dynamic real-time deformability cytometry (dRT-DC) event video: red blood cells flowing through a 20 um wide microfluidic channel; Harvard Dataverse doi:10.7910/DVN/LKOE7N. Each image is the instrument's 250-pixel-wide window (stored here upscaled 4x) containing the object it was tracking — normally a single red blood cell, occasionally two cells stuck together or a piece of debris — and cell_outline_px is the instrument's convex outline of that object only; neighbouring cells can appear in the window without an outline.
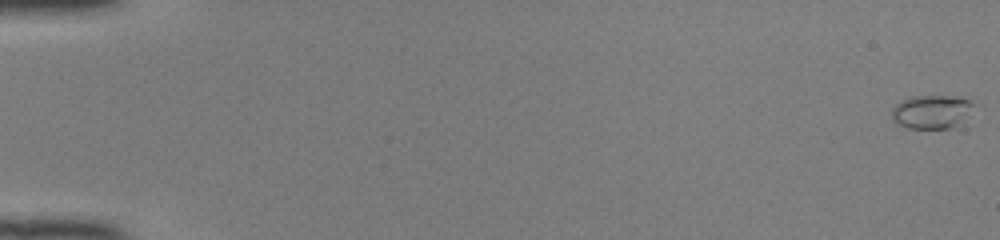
{"species": "common noctule bat (a hibernating species)", "species_latin": "Nyctalus noctula", "temperature_condition": "room temperature", "stored_images_in_passage": 51, "camera_frame_rate_fps": 3000, "um_per_image_px": 0.085, "animal": {"sex": "female", "body_mass_g": 22.0, "forearm_length_mm": 56.7}, "frame": {"image": 1, "passage_image": 1, "time_ms": 0.0, "image_size_px": [1000, 240], "cell_outline_px": [[972, 104], [952, 128], [908, 128], [900, 124], [892, 116], [892, 108], [900, 100], [908, 96], [960, 96], [968, 100]], "centroid_in_image_um": [79.07, 9.46], "position_along_channel_um": 5.9, "area_um2": 15.32}}
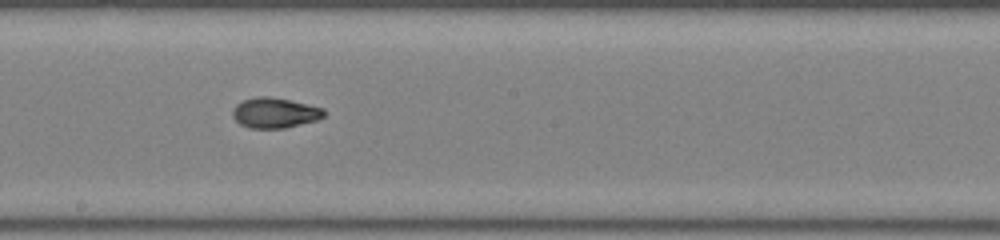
{"frame": {"image": 2, "passage_image": 30, "time_ms": 9.667, "image_size_px": [1000, 240], "cell_outline_px": [[324, 116], [316, 120], [284, 128], [248, 128], [240, 124], [232, 116], [232, 108], [236, 104], [244, 100], [256, 96], [268, 96], [288, 100], [324, 108]], "centroid_in_image_um": [23.31, 9.59], "position_along_channel_um": 224.9, "area_um2": 16.01}}
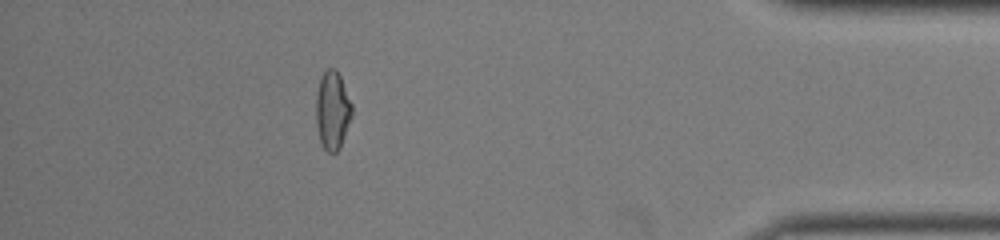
{"frame": {"image": 3, "passage_image": 46, "time_ms": 15.0, "image_size_px": [1000, 240], "cell_outline_px": [[352, 116], [340, 148], [336, 152], [328, 152], [324, 148], [320, 140], [316, 124], [316, 92], [320, 76], [328, 68], [336, 68], [340, 76], [352, 104]], "centroid_in_image_um": [28.25, 9.36], "position_along_channel_um": 406.9, "area_um2": 16.47}, "authors_computed_cell_mechanics": {"area_um2": 15.7794, "velocity_mm_per_s": 4.1483, "shape_relaxation_time_tau1_ms": 4.7778, "shape_relaxation_time_tau2_ms": 1.4022, "deformation_change_tau1": 0.1942, "deformation_change_tau2": 0.0455}}